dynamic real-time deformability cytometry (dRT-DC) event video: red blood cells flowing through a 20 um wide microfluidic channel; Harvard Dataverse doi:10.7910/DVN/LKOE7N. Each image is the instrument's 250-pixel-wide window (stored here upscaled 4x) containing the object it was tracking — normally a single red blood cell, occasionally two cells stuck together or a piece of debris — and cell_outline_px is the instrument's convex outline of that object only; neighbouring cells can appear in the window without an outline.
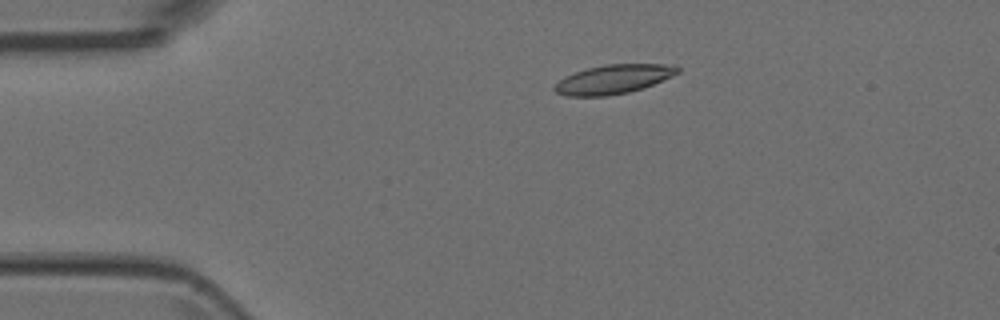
{"species": "Egyptian fruit bat (a non-hibernating species)", "species_latin": "Rousettus aegyptiacus", "temperature_condition": "room temperature", "stored_images_in_passage": 3, "camera_frame_rate_fps": 3000, "um_per_image_px": 0.085, "animal": {"sex": "female"}, "frame": {"image": 1, "passage_image": 2, "time_ms": 0.333, "image_size_px": [1000, 320], "cell_outline_px": [[680, 72], [672, 76], [652, 84], [628, 92], [604, 96], [568, 96], [556, 92], [552, 88], [560, 80], [576, 72], [588, 68], [608, 64], [664, 64], [680, 68]], "centroid_in_image_um": [52.14, 6.73], "position_along_channel_um": 32.9, "area_um2": 20.35}}